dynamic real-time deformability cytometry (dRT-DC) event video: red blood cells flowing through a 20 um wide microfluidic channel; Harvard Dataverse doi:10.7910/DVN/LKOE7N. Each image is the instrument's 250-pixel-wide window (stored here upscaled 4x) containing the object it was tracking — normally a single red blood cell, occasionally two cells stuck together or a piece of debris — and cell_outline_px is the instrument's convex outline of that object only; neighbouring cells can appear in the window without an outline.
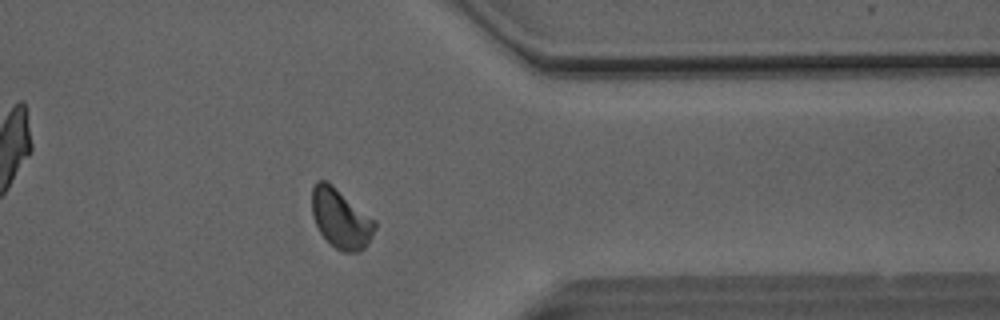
{"species": "Egyptian fruit bat (a non-hibernating species)", "species_latin": "Rousettus aegyptiacus", "temperature_condition": "room temperature", "stored_images_in_passage": 35, "camera_frame_rate_fps": 3000, "um_per_image_px": 0.085, "animal": {"sex": "male"}, "frame": {"image": 1, "passage_image": 25, "time_ms": 8.0, "image_size_px": [1000, 320], "cell_outline_px": [[376, 228], [372, 236], [364, 248], [356, 252], [340, 252], [320, 232], [312, 216], [312, 188], [316, 180], [324, 180], [332, 184], [376, 220]], "centroid_in_image_um": [28.97, 18.56], "position_along_channel_um": 382.4, "area_um2": 21.73}}
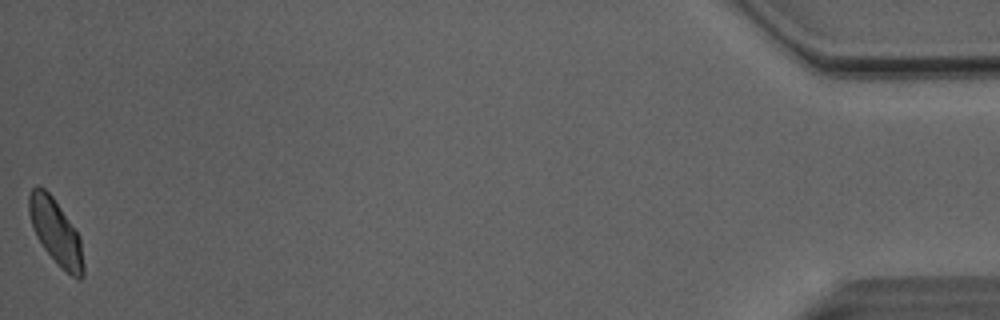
{"frame": {"image": 2, "passage_image": 35, "time_ms": 11.333, "image_size_px": [1000, 320], "cell_outline_px": [[84, 276], [80, 280], [72, 276], [44, 248], [36, 236], [28, 212], [28, 196], [32, 188], [36, 184], [44, 188], [52, 196], [80, 236], [84, 264]], "centroid_in_image_um": [4.74, 19.68], "position_along_channel_um": 430.5, "area_um2": 20.35}, "authors_computed_cell_mechanics": {"area_um2": 21.386, "velocity_mm_per_s": 4.0705, "shape_relaxation_time_tau1_ms": 4.1908, "shape_relaxation_time_tau2_ms": 1.0647, "deformation_change_tau1": 0.1017, "deformation_change_tau2": 0.0379}}